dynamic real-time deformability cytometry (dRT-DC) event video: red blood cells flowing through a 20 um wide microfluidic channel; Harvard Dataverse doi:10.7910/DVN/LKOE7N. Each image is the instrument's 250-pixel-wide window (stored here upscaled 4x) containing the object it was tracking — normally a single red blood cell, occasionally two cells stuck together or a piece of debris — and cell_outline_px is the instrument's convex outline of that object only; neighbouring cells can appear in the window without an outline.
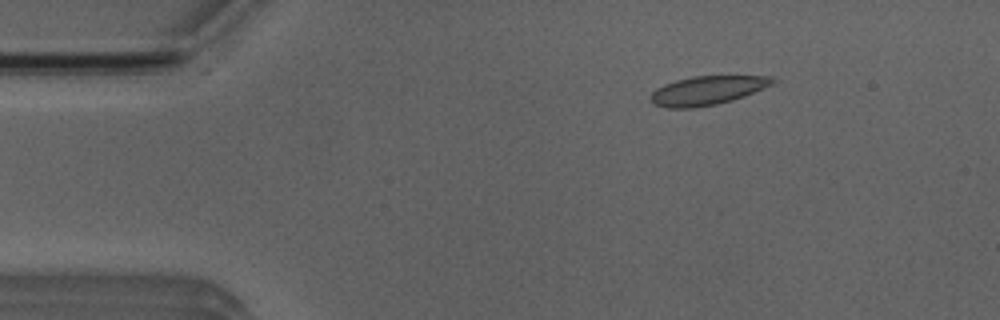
{"species": "Egyptian fruit bat (a non-hibernating species)", "species_latin": "Rousettus aegyptiacus", "temperature_condition": "room temperature", "stored_images_in_passage": 6, "camera_frame_rate_fps": 3000, "um_per_image_px": 0.085, "animal": {"sex": "male"}, "frame": {"image": 1, "passage_image": 3, "time_ms": 2.333, "image_size_px": [1000, 320], "cell_outline_px": [[780, 80], [772, 84], [744, 96], [732, 100], [716, 104], [696, 108], [668, 108], [652, 104], [648, 100], [652, 92], [656, 88], [664, 84], [676, 80], [692, 76], [772, 76]], "centroid_in_image_um": [60.09, 7.69], "position_along_channel_um": 24.9, "area_um2": 20.69}}
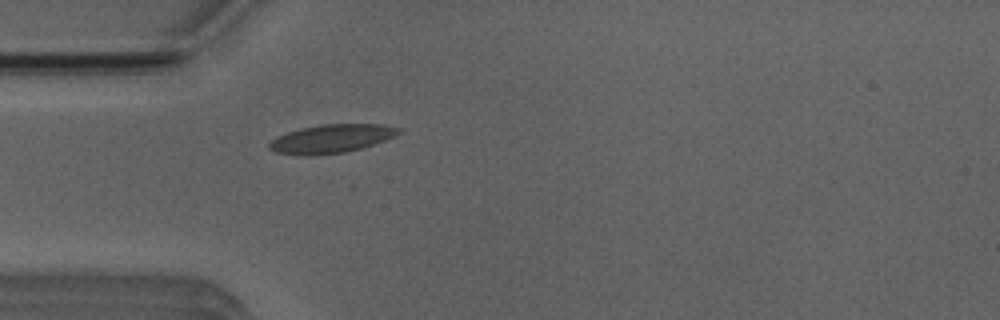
{"frame": {"image": 2, "passage_image": 5, "time_ms": 4.667, "image_size_px": [1000, 320], "cell_outline_px": [[400, 132], [396, 136], [364, 148], [344, 152], [276, 152], [268, 148], [268, 144], [276, 136], [300, 128], [324, 124], [380, 124], [400, 128]], "centroid_in_image_um": [28.26, 11.73], "position_along_channel_um": 56.7, "area_um2": 20.52}}